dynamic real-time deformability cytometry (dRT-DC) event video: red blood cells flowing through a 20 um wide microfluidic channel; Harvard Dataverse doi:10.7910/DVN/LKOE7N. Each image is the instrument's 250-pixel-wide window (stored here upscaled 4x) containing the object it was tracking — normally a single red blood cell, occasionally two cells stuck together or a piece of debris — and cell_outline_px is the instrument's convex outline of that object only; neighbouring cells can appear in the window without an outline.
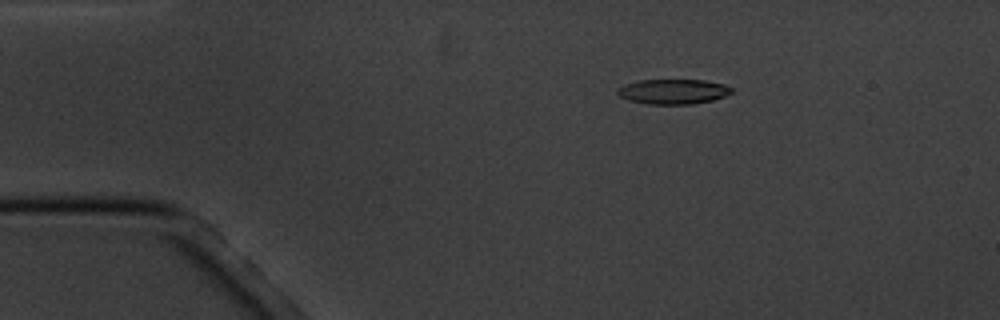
{"species": "common noctule bat (a hibernating species)", "species_latin": "Nyctalus noctula", "temperature_condition": "cold", "stored_images_in_passage": 5, "camera_frame_rate_fps": 3000, "um_per_image_px": 0.085, "animal": {"sex": "male", "body_mass_g": 20.1, "forearm_length_mm": 53.5}, "frame": {"image": 1, "passage_image": 3, "time_ms": 2.333, "image_size_px": [1000, 320], "cell_outline_px": [[732, 92], [724, 96], [712, 100], [692, 104], [648, 104], [628, 100], [620, 96], [616, 92], [620, 88], [628, 84], [640, 80], [704, 80], [724, 84], [732, 88]], "centroid_in_image_um": [57.24, 7.78], "position_along_channel_um": 27.8, "area_um2": 16.36}}